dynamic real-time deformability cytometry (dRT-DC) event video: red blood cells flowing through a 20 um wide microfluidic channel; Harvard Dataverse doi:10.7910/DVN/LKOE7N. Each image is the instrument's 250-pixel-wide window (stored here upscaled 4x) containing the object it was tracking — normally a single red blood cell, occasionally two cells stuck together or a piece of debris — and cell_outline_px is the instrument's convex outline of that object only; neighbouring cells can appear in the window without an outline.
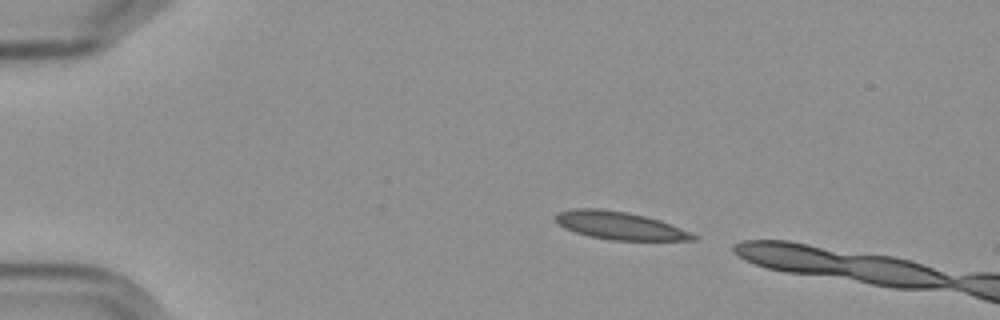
{"species": "Egyptian fruit bat (a non-hibernating species)", "species_latin": "Rousettus aegyptiacus", "temperature_condition": "cold", "stored_images_in_passage": 3, "camera_frame_rate_fps": 3000, "um_per_image_px": 0.085, "frame": {"image": 1, "passage_image": 1, "time_ms": 0.0, "image_size_px": [1000, 320], "cell_outline_px": [[700, 236], [696, 240], [612, 240], [588, 236], [564, 228], [556, 220], [556, 216], [560, 212], [572, 208], [600, 208], [624, 212], [644, 216], [660, 220]], "centroid_in_image_um": [52.69, 19.18], "position_along_channel_um": 32.3, "area_um2": 22.08}}